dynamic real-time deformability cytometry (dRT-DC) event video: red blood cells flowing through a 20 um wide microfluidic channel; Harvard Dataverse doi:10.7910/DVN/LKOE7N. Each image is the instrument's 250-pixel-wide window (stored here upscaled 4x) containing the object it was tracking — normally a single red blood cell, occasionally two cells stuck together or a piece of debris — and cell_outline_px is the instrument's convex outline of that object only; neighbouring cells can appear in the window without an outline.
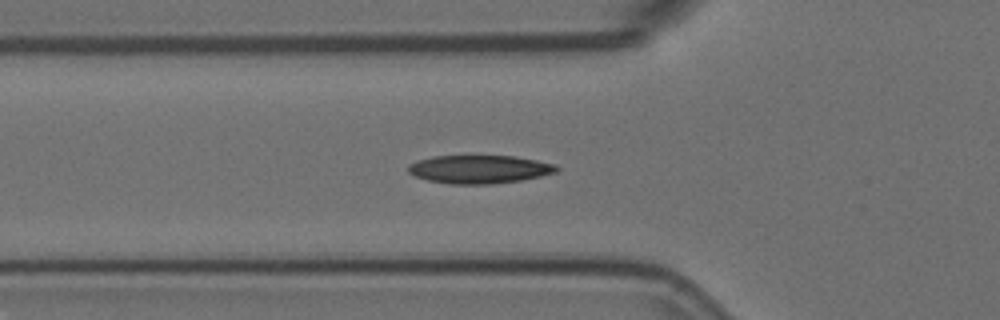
{"species": "Egyptian fruit bat (a non-hibernating species)", "species_latin": "Rousettus aegyptiacus", "temperature_condition": "room temperature", "stored_images_in_passage": 33, "camera_frame_rate_fps": 3000, "um_per_image_px": 0.085, "animal": {"sex": "female"}, "frame": {"image": 1, "passage_image": 2, "time_ms": 0.333, "image_size_px": [1000, 320], "cell_outline_px": [[560, 168], [556, 172], [540, 176], [520, 180], [492, 184], [448, 184], [428, 180], [416, 176], [408, 172], [408, 164], [432, 156], [516, 156], [556, 164]], "centroid_in_image_um": [40.76, 14.39], "position_along_channel_um": 85.0, "area_um2": 24.39}}
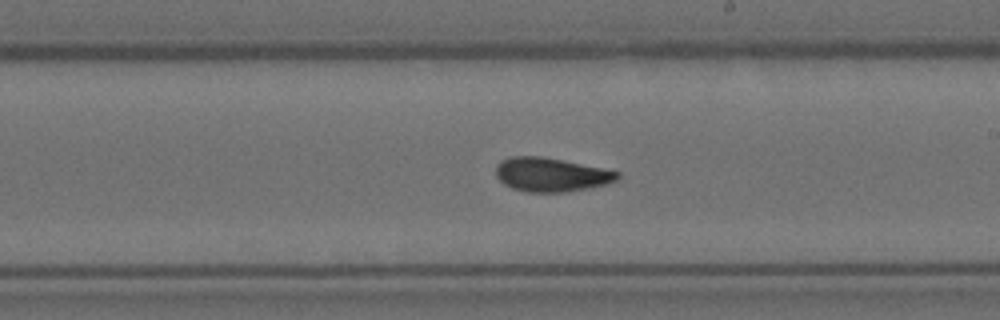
{"frame": {"image": 2, "passage_image": 15, "time_ms": 4.667, "image_size_px": [1000, 320], "cell_outline_px": [[620, 176], [616, 180], [604, 184], [588, 188], [568, 192], [528, 192], [512, 188], [504, 184], [496, 176], [496, 164], [500, 160], [512, 156], [540, 156], [620, 172]], "centroid_in_image_um": [46.79, 14.85], "position_along_channel_um": 242.2, "area_um2": 23.76}}
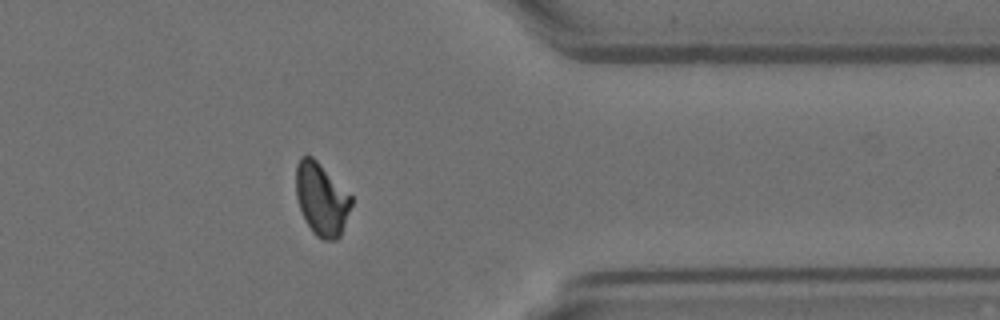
{"frame": {"image": 3, "passage_image": 28, "time_ms": 9.0, "image_size_px": [1000, 320], "cell_outline_px": [[352, 204], [340, 236], [336, 240], [324, 240], [316, 236], [312, 232], [300, 208], [296, 196], [296, 164], [300, 156], [312, 156], [352, 196]], "centroid_in_image_um": [27.32, 16.93], "position_along_channel_um": 384.1, "area_um2": 23.18}}